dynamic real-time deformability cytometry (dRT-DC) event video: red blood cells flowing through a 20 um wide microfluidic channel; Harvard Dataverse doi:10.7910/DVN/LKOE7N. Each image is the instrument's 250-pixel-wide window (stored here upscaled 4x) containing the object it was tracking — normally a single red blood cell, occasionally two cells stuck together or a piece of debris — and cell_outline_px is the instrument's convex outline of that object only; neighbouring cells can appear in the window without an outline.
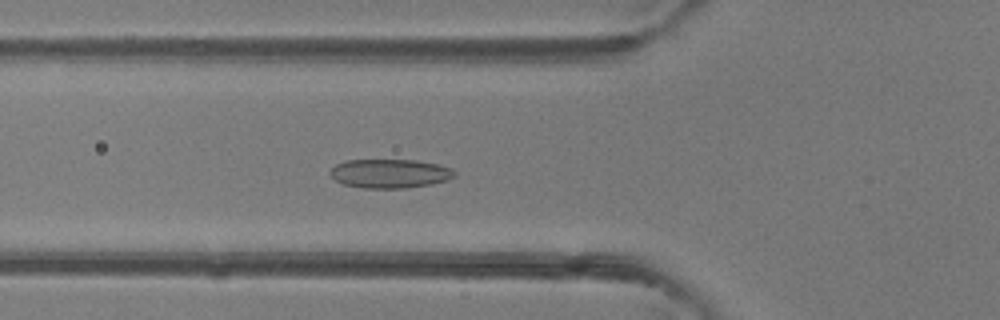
{"species": "common noctule bat (a hibernating species)", "species_latin": "Nyctalus noctula", "temperature_condition": "room temperature", "stored_images_in_passage": 45, "camera_frame_rate_fps": 3000, "um_per_image_px": 0.085, "animal": {"sex": "female"}, "frame": {"image": 1, "passage_image": 14, "time_ms": 4.333, "image_size_px": [1000, 320], "cell_outline_px": [[456, 176], [448, 180], [432, 184], [404, 188], [364, 188], [344, 184], [336, 180], [328, 172], [336, 164], [348, 160], [416, 160], [436, 164], [452, 168], [456, 172]], "centroid_in_image_um": [33.17, 14.75], "position_along_channel_um": 92.6, "area_um2": 20.98}}
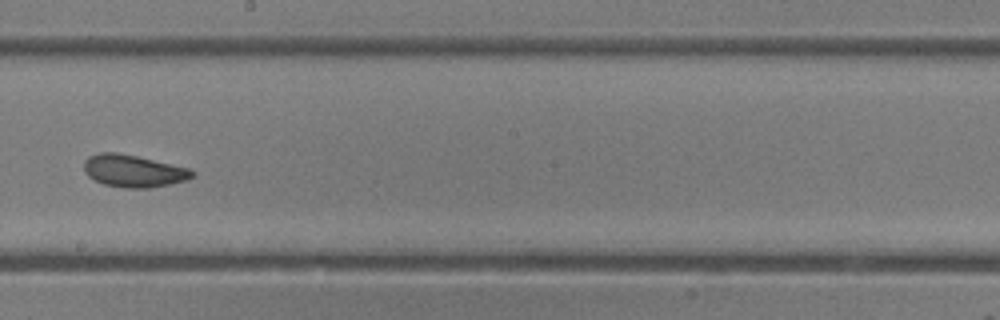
{"frame": {"image": 2, "passage_image": 24, "time_ms": 7.667, "image_size_px": [1000, 320], "cell_outline_px": [[196, 176], [188, 180], [172, 184], [148, 188], [124, 188], [104, 184], [88, 176], [84, 172], [84, 160], [88, 156], [100, 152], [116, 152], [136, 156], [188, 168], [196, 172]], "centroid_in_image_um": [11.36, 14.54], "position_along_channel_um": 236.8, "area_um2": 20.46}}
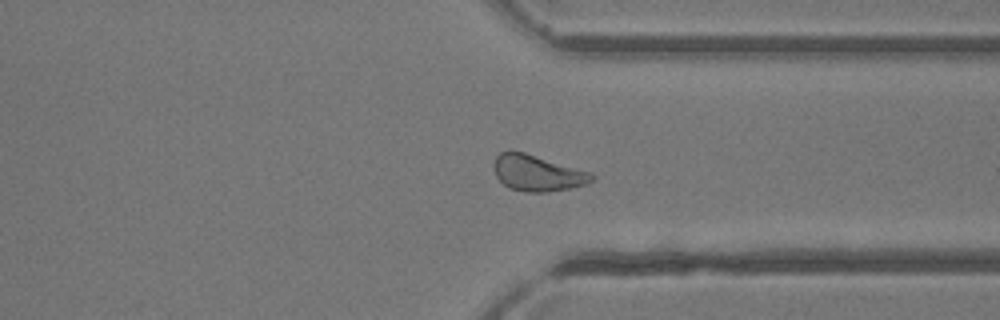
{"frame": {"image": 3, "passage_image": 33, "time_ms": 10.667, "image_size_px": [1000, 320], "cell_outline_px": [[596, 176], [588, 184], [572, 188], [548, 192], [524, 192], [508, 188], [496, 176], [496, 156], [500, 152], [524, 152], [592, 172]], "centroid_in_image_um": [45.75, 14.74], "position_along_channel_um": 365.6, "area_um2": 20.46}, "authors_computed_cell_mechanics": {"area_um2": 21.2704, "velocity_mm_per_s": 4.3131, "shape_relaxation_time_tau1_ms": 3.2146, "shape_relaxation_time_tau2_ms": 1.6349, "deformation_change_tau1": 0.0814, "deformation_change_tau2": 0.0733}}